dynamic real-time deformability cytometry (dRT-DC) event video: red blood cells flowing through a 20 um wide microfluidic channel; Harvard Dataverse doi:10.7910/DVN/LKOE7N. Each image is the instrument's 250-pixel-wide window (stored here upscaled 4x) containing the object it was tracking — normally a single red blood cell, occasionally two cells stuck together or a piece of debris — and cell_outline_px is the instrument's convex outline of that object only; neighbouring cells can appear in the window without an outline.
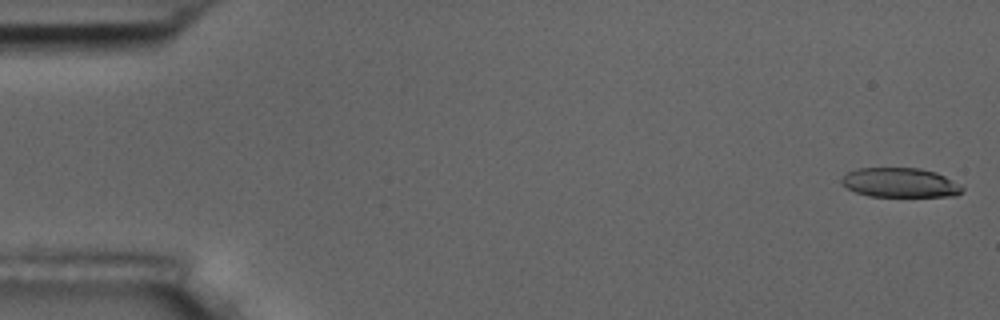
{"species": "common noctule bat (a hibernating species)", "species_latin": "Nyctalus noctula", "temperature_condition": "room temperature", "stored_images_in_passage": 5, "camera_frame_rate_fps": 3000, "um_per_image_px": 0.085, "animal": {"sex": "male", "body_mass_g": 17.5, "forearm_length_mm": 52.3}, "frame": {"image": 1, "passage_image": 1, "time_ms": 0.0, "image_size_px": [1000, 320], "cell_outline_px": [[964, 192], [956, 196], [868, 196], [856, 192], [840, 184], [840, 180], [848, 172], [856, 168], [920, 168], [936, 172], [944, 176], [964, 188]], "centroid_in_image_um": [76.49, 15.52], "position_along_channel_um": 8.5, "area_um2": 20.69}}
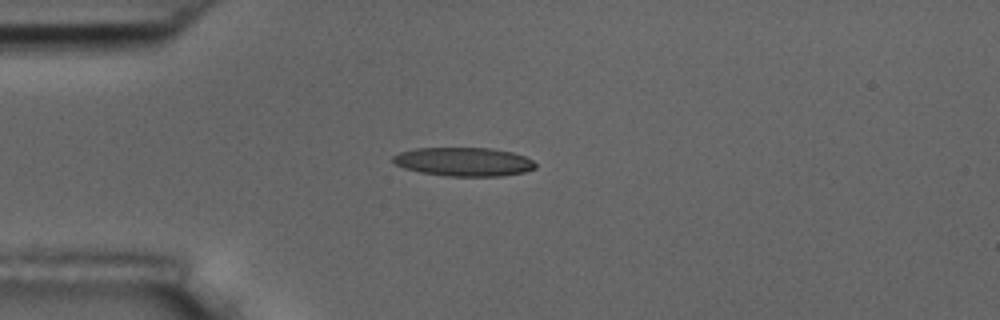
{"frame": {"image": 2, "passage_image": 4, "time_ms": 4.333, "image_size_px": [1000, 320], "cell_outline_px": [[536, 168], [524, 172], [500, 176], [448, 176], [420, 172], [404, 168], [396, 164], [392, 160], [392, 156], [400, 152], [416, 148], [492, 148], [512, 152], [524, 156], [532, 160], [536, 164]], "centroid_in_image_um": [39.42, 13.75], "position_along_channel_um": 45.6, "area_um2": 23.81}}
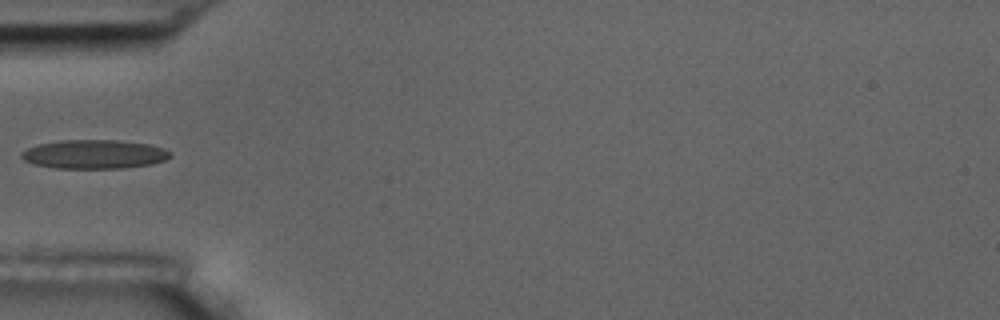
{"frame": {"image": 3, "passage_image": 5, "time_ms": 5.667, "image_size_px": [1000, 320], "cell_outline_px": [[172, 156], [164, 160], [152, 164], [120, 168], [56, 168], [36, 164], [24, 160], [20, 156], [20, 152], [28, 148], [40, 144], [60, 140], [116, 140], [148, 144], [164, 148], [172, 152]], "centroid_in_image_um": [8.03, 13.11], "position_along_channel_um": 77.0, "area_um2": 24.97}}